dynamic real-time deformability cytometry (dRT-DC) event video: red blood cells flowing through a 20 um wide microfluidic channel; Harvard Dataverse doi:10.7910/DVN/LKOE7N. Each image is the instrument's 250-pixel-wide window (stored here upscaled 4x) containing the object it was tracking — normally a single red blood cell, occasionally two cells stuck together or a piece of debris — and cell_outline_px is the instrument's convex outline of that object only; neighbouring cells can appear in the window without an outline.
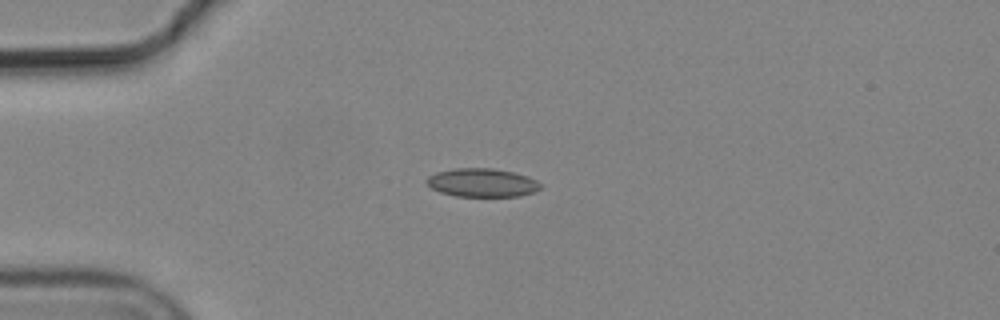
{"species": "common noctule bat (a hibernating species)", "species_latin": "Nyctalus noctula", "temperature_condition": "cold", "stored_images_in_passage": 6, "camera_frame_rate_fps": 3000, "um_per_image_px": 0.085, "animal": {"sex": "male", "body_mass_g": 19.2, "forearm_length_mm": 51.8}, "frame": {"image": 1, "passage_image": 1, "time_ms": 0.0, "image_size_px": [1000, 320], "cell_outline_px": [[540, 188], [536, 192], [520, 196], [456, 196], [440, 192], [432, 188], [424, 180], [428, 176], [436, 172], [456, 168], [492, 168], [512, 172], [528, 176], [536, 180], [540, 184]], "centroid_in_image_um": [40.97, 15.53], "position_along_channel_um": 44.0, "area_um2": 18.9}}
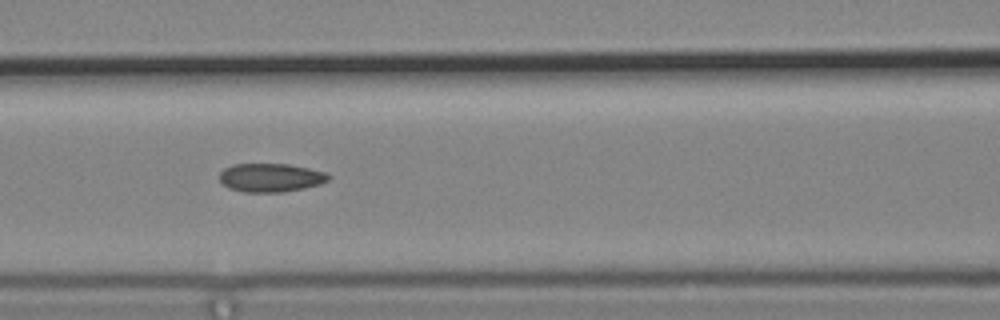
{"frame": {"image": 2, "passage_image": 4, "time_ms": 1.0, "image_size_px": [1000, 320], "cell_outline_px": [[332, 176], [328, 180], [320, 184], [304, 188], [284, 192], [244, 192], [228, 188], [220, 180], [220, 172], [224, 168], [232, 164], [288, 164], [308, 168], [324, 172]], "centroid_in_image_um": [23.0, 15.1], "position_along_channel_um": 143.6, "area_um2": 18.15}}
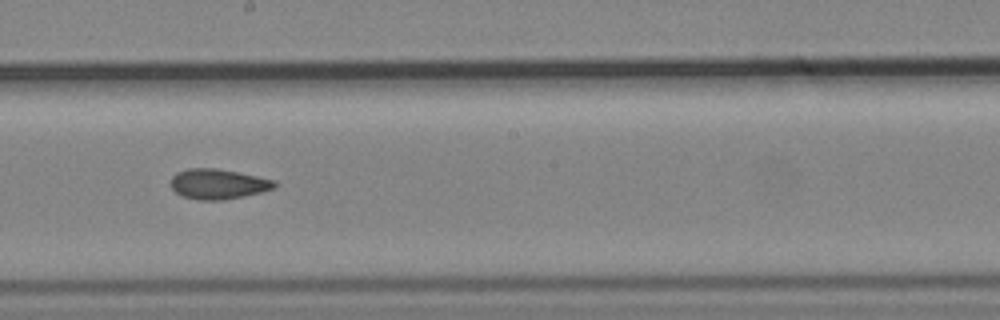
{"frame": {"image": 3, "passage_image": 6, "time_ms": 1.667, "image_size_px": [1000, 320], "cell_outline_px": [[276, 188], [244, 196], [224, 200], [196, 200], [184, 196], [176, 192], [168, 184], [172, 176], [176, 172], [188, 168], [216, 168], [240, 172], [276, 180]], "centroid_in_image_um": [18.53, 15.63], "position_along_channel_um": 229.7, "area_um2": 18.5}}